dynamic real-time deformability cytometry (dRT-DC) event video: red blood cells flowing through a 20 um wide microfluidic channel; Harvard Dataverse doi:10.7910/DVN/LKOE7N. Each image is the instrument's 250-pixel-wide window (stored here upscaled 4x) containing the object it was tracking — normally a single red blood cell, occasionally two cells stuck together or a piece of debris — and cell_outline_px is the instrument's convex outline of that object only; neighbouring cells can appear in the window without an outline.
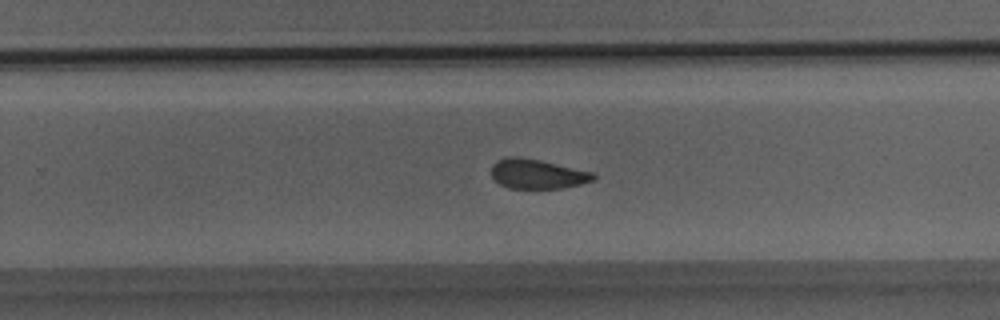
{"species": "Egyptian fruit bat (a non-hibernating species)", "species_latin": "Rousettus aegyptiacus", "temperature_condition": "room temperature", "stored_images_in_passage": 37, "camera_frame_rate_fps": 3000, "um_per_image_px": 0.085, "animal": {"sex": "male"}, "frame": {"image": 1, "passage_image": 24, "time_ms": 7.667, "image_size_px": [1000, 320], "cell_outline_px": [[596, 180], [564, 188], [508, 188], [500, 184], [492, 176], [492, 164], [496, 160], [508, 156], [520, 156], [540, 160], [596, 172]], "centroid_in_image_um": [45.71, 14.77], "position_along_channel_um": 284.1, "area_um2": 17.86}}
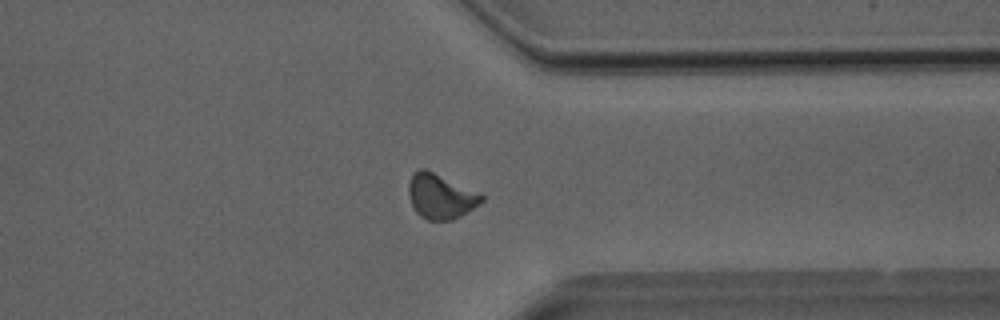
{"frame": {"image": 2, "passage_image": 29, "time_ms": 9.333, "image_size_px": [1000, 320], "cell_outline_px": [[484, 200], [480, 204], [460, 216], [452, 220], [428, 220], [420, 216], [416, 212], [408, 196], [408, 184], [412, 172], [420, 168], [424, 168], [484, 196]], "centroid_in_image_um": [37.4, 16.7], "position_along_channel_um": 374.0, "area_um2": 18.79}}
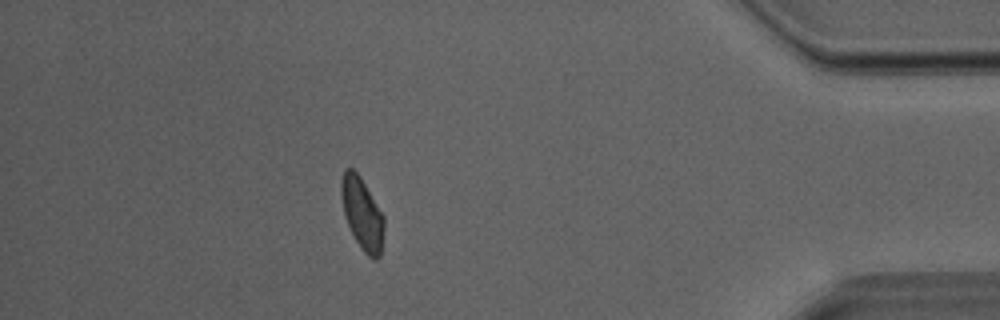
{"frame": {"image": 3, "passage_image": 33, "time_ms": 10.667, "image_size_px": [1000, 320], "cell_outline_px": [[384, 228], [380, 256], [376, 260], [372, 260], [364, 252], [356, 240], [344, 216], [340, 196], [340, 180], [344, 168], [352, 168], [360, 176], [384, 216]], "centroid_in_image_um": [30.76, 18.14], "position_along_channel_um": 404.4, "area_um2": 18.03}}